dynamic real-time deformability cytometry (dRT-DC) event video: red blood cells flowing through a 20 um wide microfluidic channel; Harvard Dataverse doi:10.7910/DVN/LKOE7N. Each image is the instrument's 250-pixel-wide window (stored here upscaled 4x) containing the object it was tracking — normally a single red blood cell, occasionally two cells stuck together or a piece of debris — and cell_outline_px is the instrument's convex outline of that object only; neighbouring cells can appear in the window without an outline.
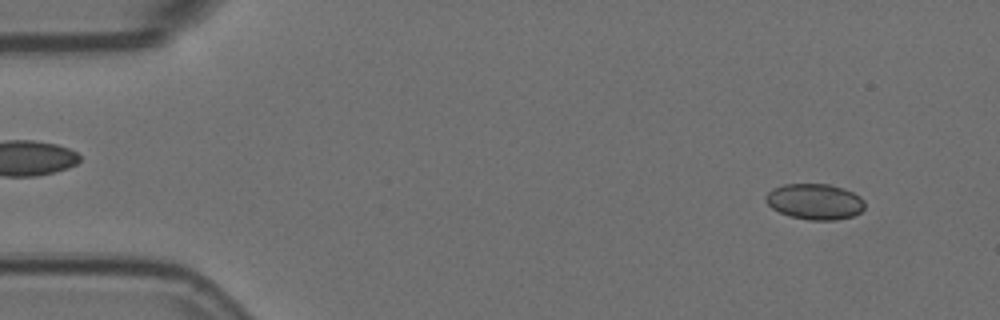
{"species": "Egyptian fruit bat (a non-hibernating species)", "species_latin": "Rousettus aegyptiacus", "temperature_condition": "room temperature", "stored_images_in_passage": 3, "camera_frame_rate_fps": 3000, "um_per_image_px": 0.085, "animal": {"sex": "female"}, "frame": {"image": 1, "passage_image": 1, "time_ms": 0.0, "image_size_px": [1000, 320], "cell_outline_px": [[864, 208], [860, 212], [852, 216], [836, 220], [808, 220], [792, 216], [780, 212], [772, 208], [764, 200], [764, 196], [772, 188], [784, 184], [828, 184], [844, 188], [860, 196], [864, 200]], "centroid_in_image_um": [69.25, 17.13], "position_along_channel_um": 15.8, "area_um2": 20.69}}
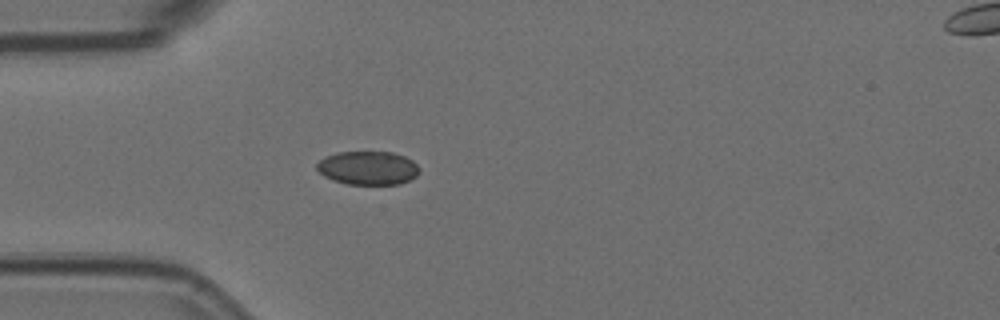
{"frame": {"image": 2, "passage_image": 3, "time_ms": 0.667, "image_size_px": [1000, 320], "cell_outline_px": [[420, 172], [416, 176], [400, 184], [348, 184], [332, 180], [324, 176], [316, 168], [316, 164], [324, 156], [340, 152], [392, 152], [404, 156], [412, 160], [420, 168]], "centroid_in_image_um": [31.27, 14.27], "position_along_channel_um": 53.7, "area_um2": 20.11}}